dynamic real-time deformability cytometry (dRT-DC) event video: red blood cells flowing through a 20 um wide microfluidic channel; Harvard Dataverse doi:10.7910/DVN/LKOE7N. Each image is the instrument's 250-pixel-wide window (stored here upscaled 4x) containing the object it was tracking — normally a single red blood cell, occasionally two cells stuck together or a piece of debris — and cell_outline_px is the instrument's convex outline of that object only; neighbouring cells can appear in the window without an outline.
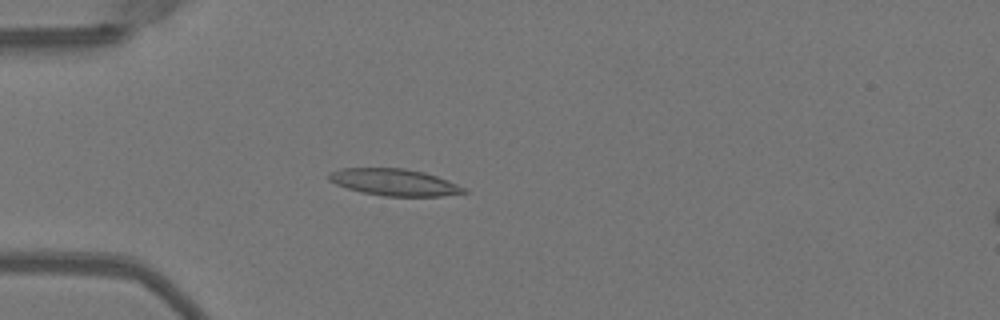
{"species": "Egyptian fruit bat (a non-hibernating species)", "species_latin": "Rousettus aegyptiacus", "temperature_condition": "warm", "stored_images_in_passage": 50, "camera_frame_rate_fps": 3000, "um_per_image_px": 0.085, "animal": {"sex": "female"}, "frame": {"image": 1, "passage_image": 14, "time_ms": 4.333, "image_size_px": [1000, 320], "cell_outline_px": [[468, 192], [440, 196], [384, 196], [360, 192], [336, 184], [328, 180], [328, 172], [340, 168], [404, 168], [424, 172], [436, 176], [468, 188]], "centroid_in_image_um": [33.5, 15.49], "position_along_channel_um": 51.5, "area_um2": 21.15}}
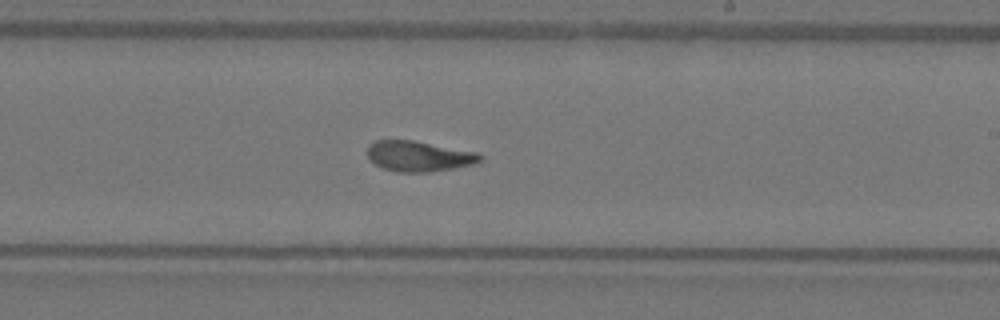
{"frame": {"image": 2, "passage_image": 30, "time_ms": 9.667, "image_size_px": [1000, 320], "cell_outline_px": [[484, 160], [476, 164], [456, 168], [428, 172], [396, 172], [384, 168], [376, 164], [368, 156], [368, 144], [376, 140], [412, 140], [476, 152], [484, 156]], "centroid_in_image_um": [35.65, 13.28], "position_along_channel_um": 253.3, "area_um2": 20.06}}
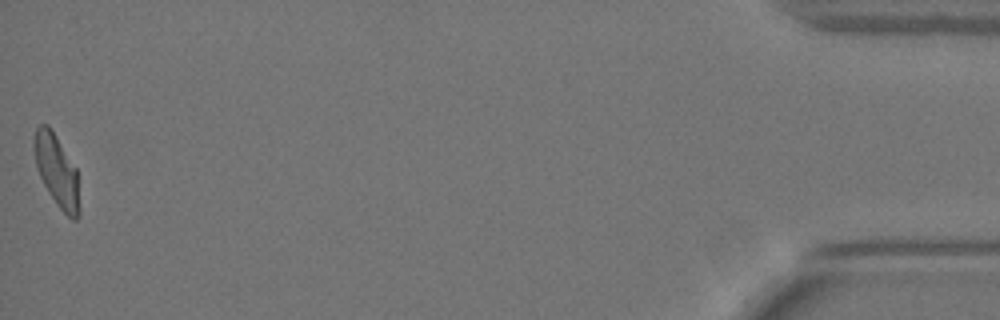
{"frame": {"image": 3, "passage_image": 50, "time_ms": 16.333, "image_size_px": [1000, 320], "cell_outline_px": [[80, 216], [76, 220], [72, 220], [56, 204], [48, 192], [36, 168], [32, 148], [32, 140], [36, 128], [40, 124], [48, 124], [56, 136], [76, 168], [80, 208]], "centroid_in_image_um": [4.8, 14.51], "position_along_channel_um": 430.4, "area_um2": 19.19}, "authors_computed_cell_mechanics": {"area_um2": 20.1722, "velocity_mm_per_s": 4.0396, "shape_relaxation_time_tau1_ms": 5.0834, "shape_relaxation_time_tau2_ms": 1.314, "deformation_change_tau1": 0.2073, "deformation_change_tau2": 0.0843}}